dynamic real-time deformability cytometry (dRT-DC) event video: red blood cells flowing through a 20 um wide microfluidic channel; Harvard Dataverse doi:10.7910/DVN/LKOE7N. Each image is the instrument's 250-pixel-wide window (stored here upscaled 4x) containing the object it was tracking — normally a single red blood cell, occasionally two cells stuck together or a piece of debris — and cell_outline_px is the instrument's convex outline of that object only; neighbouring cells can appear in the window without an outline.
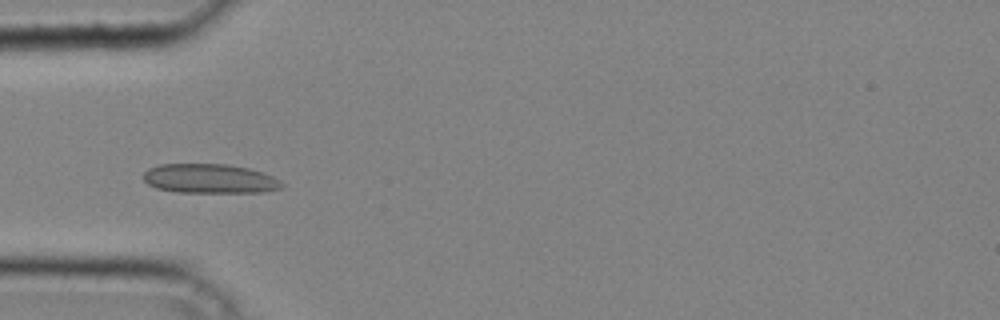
{"species": "common noctule bat (a hibernating species)", "species_latin": "Nyctalus noctula", "temperature_condition": "cold", "stored_images_in_passage": 39, "camera_frame_rate_fps": 3000, "um_per_image_px": 0.085, "animal": {"sex": "male", "body_mass_g": 20.4}, "frame": {"image": 1, "passage_image": 12, "time_ms": 3.667, "image_size_px": [1000, 320], "cell_outline_px": [[284, 184], [280, 188], [264, 192], [176, 192], [156, 188], [148, 184], [144, 180], [144, 172], [148, 168], [160, 164], [228, 164], [248, 168], [264, 172], [280, 180]], "centroid_in_image_um": [17.83, 15.18], "position_along_channel_um": 67.2, "area_um2": 23.76}}
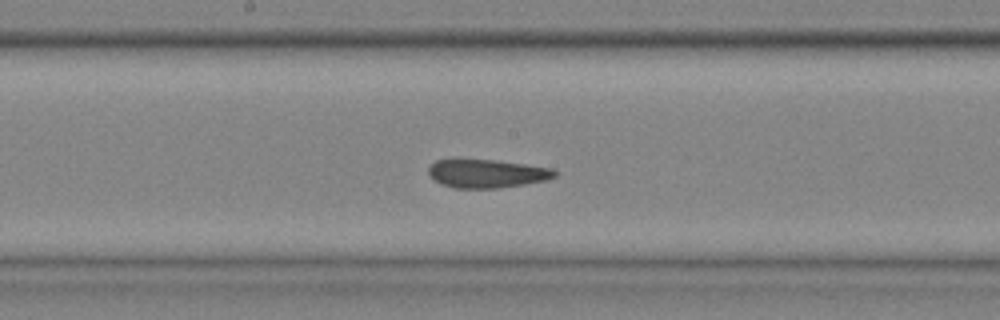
{"frame": {"image": 2, "passage_image": 21, "time_ms": 6.667, "image_size_px": [1000, 320], "cell_outline_px": [[556, 176], [548, 180], [500, 188], [452, 188], [440, 184], [428, 172], [428, 168], [436, 160], [496, 160], [552, 168], [556, 172]], "centroid_in_image_um": [41.4, 14.76], "position_along_channel_um": 206.8, "area_um2": 20.75}}
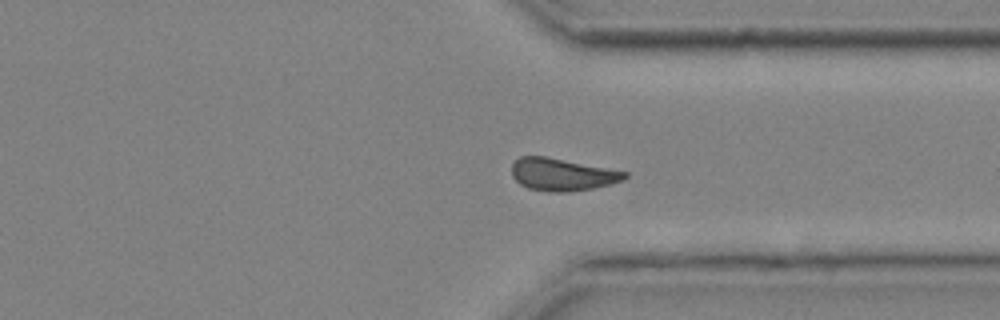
{"frame": {"image": 3, "passage_image": 31, "time_ms": 10.0, "image_size_px": [1000, 320], "cell_outline_px": [[628, 176], [624, 180], [592, 188], [568, 192], [548, 192], [528, 188], [520, 184], [512, 176], [512, 164], [520, 156], [544, 156], [608, 168], [628, 172]], "centroid_in_image_um": [47.77, 14.83], "position_along_channel_um": 363.6, "area_um2": 21.21}}